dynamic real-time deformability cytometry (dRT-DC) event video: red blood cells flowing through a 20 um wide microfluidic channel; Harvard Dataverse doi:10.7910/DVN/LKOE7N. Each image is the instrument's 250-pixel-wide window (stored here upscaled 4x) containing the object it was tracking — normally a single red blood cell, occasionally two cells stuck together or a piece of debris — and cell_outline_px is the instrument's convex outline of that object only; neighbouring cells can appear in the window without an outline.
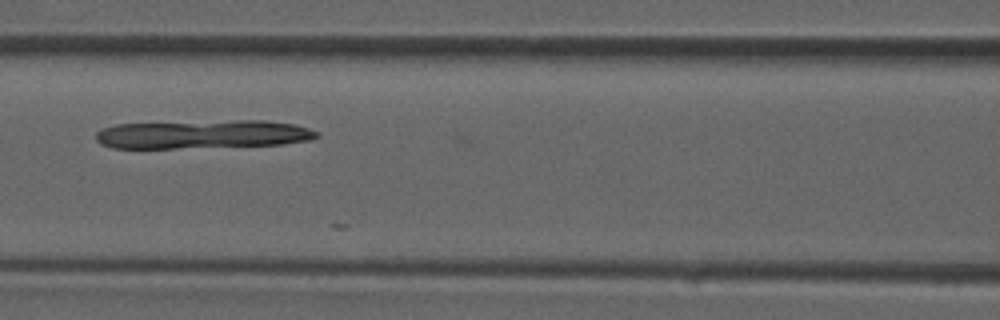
{"species": "common noctule bat (a hibernating species)", "species_latin": "Nyctalus noctula", "temperature_condition": "room temperature", "stored_images_in_passage": 14, "segment_of_instrument_passage": [1, 2], "camera_frame_rate_fps": 3000, "um_per_image_px": 0.085, "animal": {"sex": "male", "forearm_length_mm": 52.5}, "frame": {"image": 1, "passage_image": 10, "time_ms": 3.0, "image_size_px": [1000, 320], "cell_outline_px": [[320, 136], [312, 140], [284, 144], [176, 148], [112, 148], [100, 144], [96, 140], [96, 132], [104, 128], [116, 124], [236, 120], [264, 120], [296, 124], [308, 128], [316, 132]], "centroid_in_image_um": [17.25, 11.41], "position_along_channel_um": 149.3, "area_um2": 36.82}}